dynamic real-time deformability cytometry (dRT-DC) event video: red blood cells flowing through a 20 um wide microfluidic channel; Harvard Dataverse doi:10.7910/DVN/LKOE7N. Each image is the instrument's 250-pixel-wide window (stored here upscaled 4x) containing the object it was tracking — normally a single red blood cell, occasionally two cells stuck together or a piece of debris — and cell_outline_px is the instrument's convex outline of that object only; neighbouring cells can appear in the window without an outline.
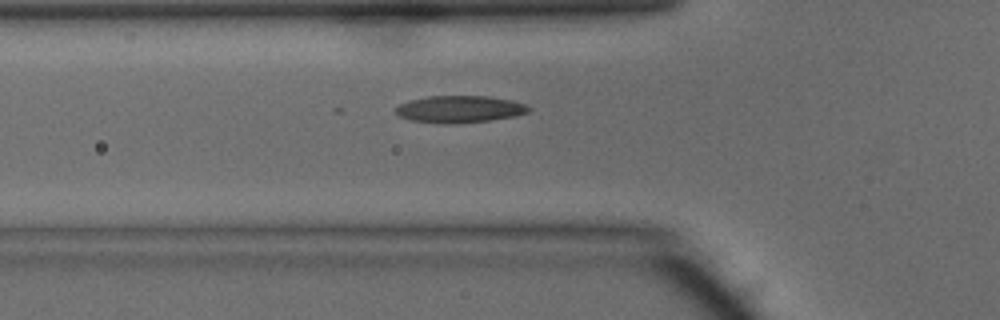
{"species": "common noctule bat (a hibernating species)", "species_latin": "Nyctalus noctula", "temperature_condition": "warm", "stored_images_in_passage": 35, "camera_frame_rate_fps": 3000, "um_per_image_px": 0.085, "animal": {"sex": "male", "body_mass_g": 15.6}, "frame": {"image": 1, "passage_image": 9, "time_ms": 2.667, "image_size_px": [1000, 320], "cell_outline_px": [[532, 108], [528, 112], [516, 116], [488, 120], [448, 124], [412, 120], [400, 116], [392, 112], [400, 104], [408, 100], [428, 96], [488, 96], [512, 100], [524, 104]], "centroid_in_image_um": [39.06, 9.27], "position_along_channel_um": 86.7, "area_um2": 20.87}}